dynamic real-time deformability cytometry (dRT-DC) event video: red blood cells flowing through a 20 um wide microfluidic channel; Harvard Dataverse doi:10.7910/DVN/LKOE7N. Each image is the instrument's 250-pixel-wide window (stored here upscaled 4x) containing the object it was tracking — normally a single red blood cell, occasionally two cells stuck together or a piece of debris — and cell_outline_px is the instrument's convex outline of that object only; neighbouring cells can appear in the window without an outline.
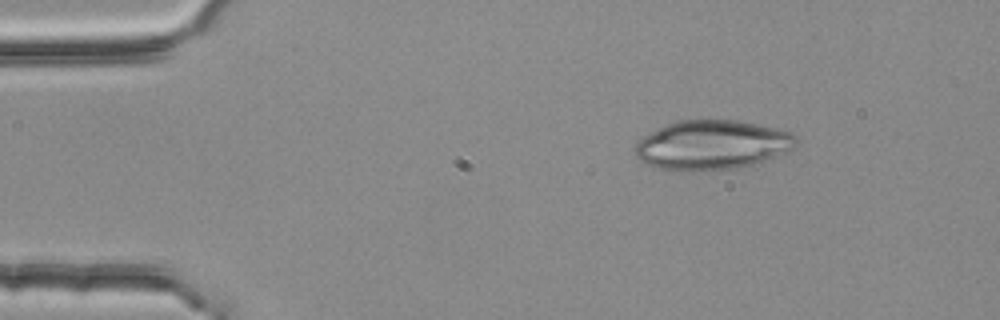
{"species": "common noctule bat (a hibernating species)", "species_latin": "Nyctalus noctula", "temperature_condition": "room temperature", "stored_images_in_passage": 2, "camera_frame_rate_fps": 3000, "um_per_image_px": 0.085, "animal": {"sex": "female", "body_mass_g": 25.1}, "frame": {"image": 1, "passage_image": 1, "time_ms": 0.0, "image_size_px": [1000, 320], "cell_outline_px": [[800, 144], [792, 148], [764, 160], [740, 168], [692, 172], [672, 172], [652, 168], [644, 164], [636, 156], [636, 144], [644, 136], [668, 124], [680, 120], [740, 120], [776, 128], [792, 132], [800, 140]], "centroid_in_image_um": [60.51, 12.35], "position_along_channel_um": 24.5, "area_um2": 46.88}}